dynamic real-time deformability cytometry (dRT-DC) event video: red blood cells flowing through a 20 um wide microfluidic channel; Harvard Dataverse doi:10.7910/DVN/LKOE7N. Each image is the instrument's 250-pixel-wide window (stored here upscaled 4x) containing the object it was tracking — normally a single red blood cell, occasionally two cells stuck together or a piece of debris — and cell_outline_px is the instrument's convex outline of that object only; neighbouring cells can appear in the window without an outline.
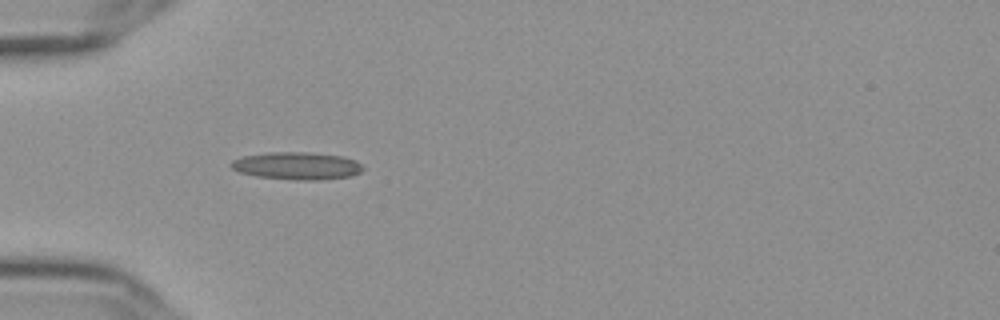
{"species": "Egyptian fruit bat (a non-hibernating species)", "species_latin": "Rousettus aegyptiacus", "temperature_condition": "cold", "stored_images_in_passage": 35, "camera_frame_rate_fps": 3000, "um_per_image_px": 0.085, "frame": {"image": 1, "passage_image": 1, "time_ms": 0.0, "image_size_px": [1000, 320], "cell_outline_px": [[364, 168], [360, 172], [352, 176], [320, 180], [292, 180], [256, 176], [240, 172], [232, 168], [228, 164], [232, 160], [240, 156], [272, 152], [304, 152], [344, 156], [356, 160]], "centroid_in_image_um": [25.23, 14.1], "position_along_channel_um": 59.8, "area_um2": 21.33}}
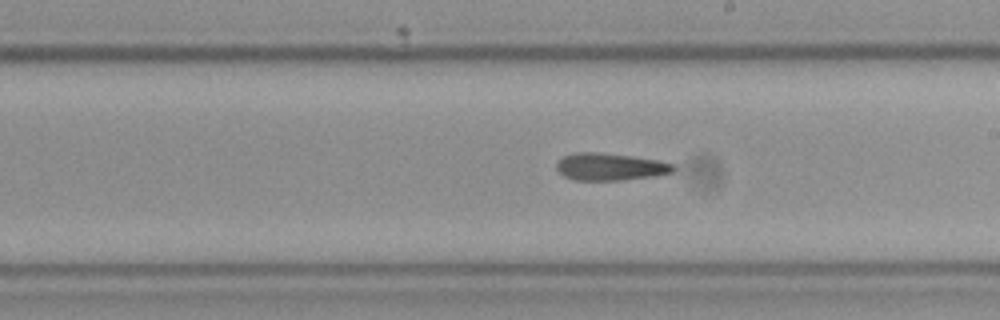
{"frame": {"image": 2, "passage_image": 16, "time_ms": 5.0, "image_size_px": [1000, 320], "cell_outline_px": [[676, 168], [672, 172], [656, 176], [624, 180], [576, 180], [564, 176], [556, 168], [556, 164], [564, 156], [576, 152], [596, 152], [632, 156], [660, 160], [676, 164]], "centroid_in_image_um": [51.92, 14.17], "position_along_channel_um": 237.1, "area_um2": 18.67}}
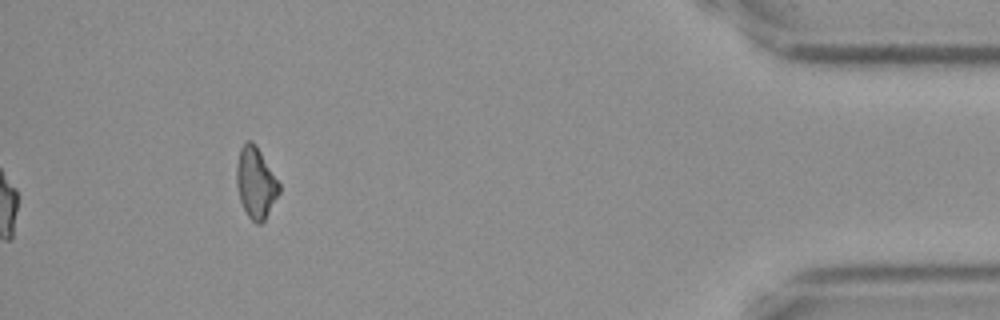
{"frame": {"image": 3, "passage_image": 35, "time_ms": 11.333, "image_size_px": [1000, 320], "cell_outline_px": [[280, 192], [264, 220], [260, 224], [256, 224], [248, 216], [240, 200], [236, 184], [236, 164], [240, 148], [244, 140], [252, 140], [256, 144], [280, 184]], "centroid_in_image_um": [21.72, 15.49], "position_along_channel_um": 413.5, "area_um2": 17.69}, "authors_computed_cell_mechanics": {"area_um2": 18.785, "velocity_mm_per_s": 3.6536, "shape_relaxation_time_tau1_ms": null, "shape_relaxation_time_tau2_ms": 7.9442, "deformation_change_tau1": null, "deformation_change_tau2": 0.217}}